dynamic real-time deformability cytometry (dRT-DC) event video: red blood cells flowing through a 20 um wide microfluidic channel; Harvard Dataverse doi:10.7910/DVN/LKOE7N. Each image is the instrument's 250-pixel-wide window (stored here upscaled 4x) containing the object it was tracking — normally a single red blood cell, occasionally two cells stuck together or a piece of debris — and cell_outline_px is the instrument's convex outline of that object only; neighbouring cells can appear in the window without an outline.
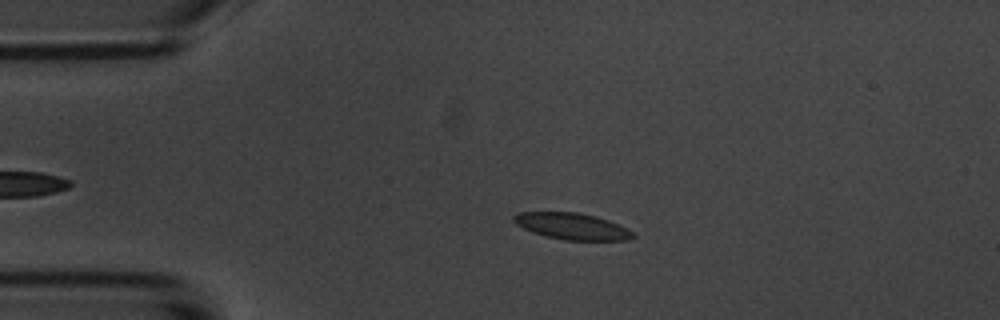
{"species": "common noctule bat (a hibernating species)", "species_latin": "Nyctalus noctula", "temperature_condition": "room temperature", "stored_images_in_passage": 4, "camera_frame_rate_fps": 3000, "um_per_image_px": 0.085, "animal": {"sex": "male", "body_mass_g": 20.1, "forearm_length_mm": 53.5}, "frame": {"image": 1, "passage_image": 3, "time_ms": 2.667, "image_size_px": [1000, 320], "cell_outline_px": [[636, 236], [628, 240], [564, 240], [544, 236], [532, 232], [516, 224], [512, 220], [512, 216], [520, 212], [576, 212], [596, 216], [608, 220], [632, 232]], "centroid_in_image_um": [48.58, 19.23], "position_along_channel_um": 36.4, "area_um2": 18.26}}